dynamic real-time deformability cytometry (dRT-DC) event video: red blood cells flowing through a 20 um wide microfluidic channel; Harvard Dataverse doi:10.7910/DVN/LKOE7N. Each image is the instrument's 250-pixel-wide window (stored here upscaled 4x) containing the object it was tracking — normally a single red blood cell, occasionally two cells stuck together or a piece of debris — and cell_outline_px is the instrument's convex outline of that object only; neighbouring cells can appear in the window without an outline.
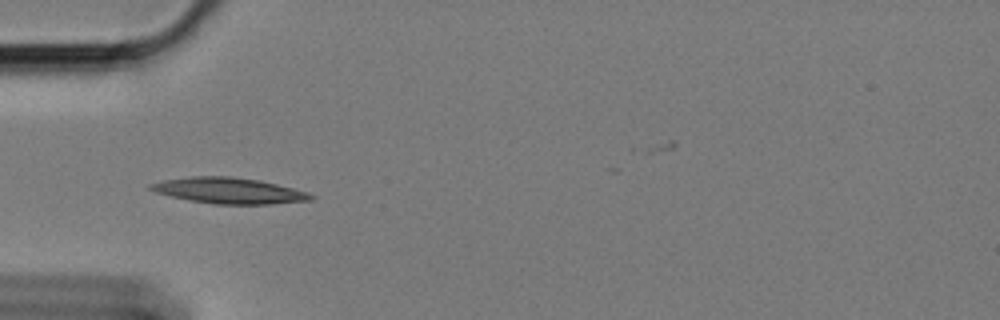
{"species": "Egyptian fruit bat (a non-hibernating species)", "species_latin": "Rousettus aegyptiacus", "temperature_condition": "cold", "stored_images_in_passage": 8, "camera_frame_rate_fps": 3000, "um_per_image_px": 0.085, "animal": {"sex": "female"}, "frame": {"image": 1, "passage_image": 1, "time_ms": 0.0, "image_size_px": [1000, 320], "cell_outline_px": [[316, 196], [312, 200], [272, 204], [212, 204], [188, 200], [156, 192], [148, 188], [148, 184], [164, 180], [192, 176], [232, 176], [260, 180], [308, 192]], "centroid_in_image_um": [19.47, 16.2], "position_along_channel_um": 65.5, "area_um2": 24.22}}